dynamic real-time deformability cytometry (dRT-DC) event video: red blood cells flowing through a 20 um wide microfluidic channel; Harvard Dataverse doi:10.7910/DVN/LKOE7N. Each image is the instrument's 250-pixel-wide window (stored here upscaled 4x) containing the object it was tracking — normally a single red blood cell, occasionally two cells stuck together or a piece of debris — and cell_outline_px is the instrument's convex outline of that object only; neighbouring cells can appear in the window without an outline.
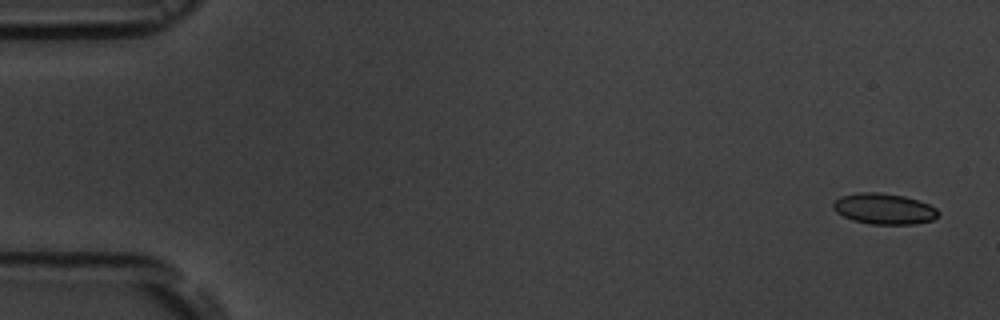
{"species": "common noctule bat (a hibernating species)", "species_latin": "Nyctalus noctula", "temperature_condition": "room temperature", "stored_images_in_passage": 3, "camera_frame_rate_fps": 3000, "um_per_image_px": 0.085, "animal": {"sex": "male", "body_mass_g": 19.5, "forearm_length_mm": 54.6}, "frame": {"image": 1, "passage_image": 1, "time_ms": 0.0, "image_size_px": [1000, 320], "cell_outline_px": [[940, 212], [932, 220], [916, 224], [872, 224], [852, 220], [836, 212], [832, 208], [832, 204], [840, 196], [860, 192], [876, 192], [904, 196], [928, 204], [936, 208]], "centroid_in_image_um": [75.12, 17.75], "position_along_channel_um": 9.9, "area_um2": 18.79}}